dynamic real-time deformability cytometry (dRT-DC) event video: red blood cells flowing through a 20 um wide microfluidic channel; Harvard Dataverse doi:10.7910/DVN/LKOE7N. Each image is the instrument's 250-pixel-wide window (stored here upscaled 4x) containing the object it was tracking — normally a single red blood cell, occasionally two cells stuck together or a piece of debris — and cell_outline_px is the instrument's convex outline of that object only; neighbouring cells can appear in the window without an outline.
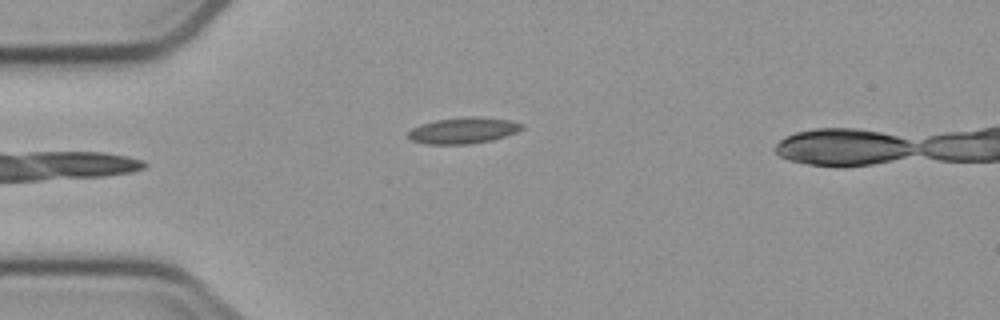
{"species": "common noctule bat (a hibernating species)", "species_latin": "Nyctalus noctula", "temperature_condition": "cold", "stored_images_in_passage": 3, "camera_frame_rate_fps": 3000, "um_per_image_px": 0.085, "animal": {"sex": "male", "body_mass_g": 23.1, "forearm_length_mm": 52.7}, "frame": {"image": 1, "passage_image": 3, "time_ms": 2.333, "image_size_px": [1000, 320], "cell_outline_px": [[524, 128], [516, 132], [492, 140], [468, 144], [424, 144], [408, 140], [408, 132], [412, 128], [420, 124], [436, 120], [476, 116], [508, 120], [524, 124]], "centroid_in_image_um": [39.34, 11.1], "position_along_channel_um": 45.7, "area_um2": 17.28}}